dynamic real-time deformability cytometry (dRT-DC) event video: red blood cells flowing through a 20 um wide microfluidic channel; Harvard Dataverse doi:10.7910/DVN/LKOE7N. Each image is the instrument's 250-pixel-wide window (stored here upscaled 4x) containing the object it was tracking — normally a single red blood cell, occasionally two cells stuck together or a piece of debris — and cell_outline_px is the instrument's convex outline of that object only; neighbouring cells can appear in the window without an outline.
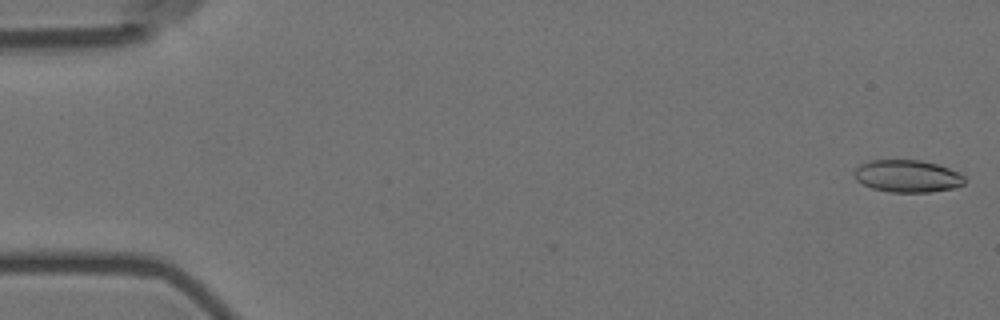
{"species": "Egyptian fruit bat (a non-hibernating species)", "species_latin": "Rousettus aegyptiacus", "temperature_condition": "room temperature", "stored_images_in_passage": 57, "segment_of_instrument_passage": [1, 2], "camera_frame_rate_fps": 3000, "um_per_image_px": 0.085, "animal": {"sex": "female"}, "frame": {"image": 1, "passage_image": 1, "time_ms": 0.0, "image_size_px": [1000, 320], "cell_outline_px": [[964, 184], [952, 188], [928, 192], [888, 192], [872, 188], [856, 180], [856, 168], [860, 164], [868, 160], [920, 160], [936, 164], [960, 172], [964, 176]], "centroid_in_image_um": [77.13, 14.96], "position_along_channel_um": 7.9, "area_um2": 20.63}}
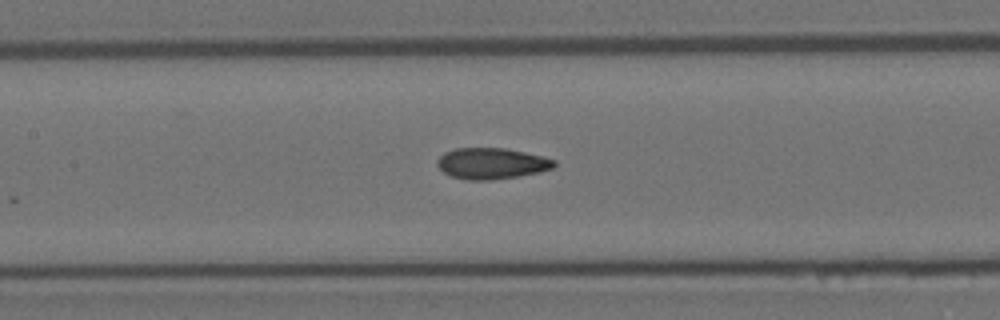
{"frame": {"image": 2, "passage_image": 26, "time_ms": 8.333, "image_size_px": [1000, 320], "cell_outline_px": [[556, 164], [552, 168], [540, 172], [492, 180], [468, 180], [452, 176], [444, 172], [436, 164], [436, 160], [444, 152], [456, 148], [504, 148], [544, 156], [556, 160]], "centroid_in_image_um": [41.78, 13.89], "position_along_channel_um": 165.6, "area_um2": 21.15}}
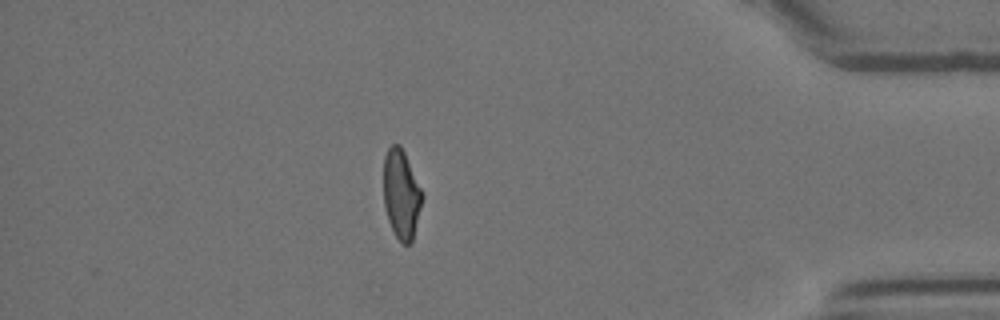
{"frame": {"image": 3, "passage_image": 49, "time_ms": 16.0, "image_size_px": [1000, 320], "cell_outline_px": [[424, 196], [412, 240], [408, 244], [404, 244], [396, 236], [388, 220], [384, 204], [384, 156], [388, 148], [392, 144], [400, 144], [404, 152]], "centroid_in_image_um": [34.1, 16.49], "position_along_channel_um": 401.1, "area_um2": 19.77}}